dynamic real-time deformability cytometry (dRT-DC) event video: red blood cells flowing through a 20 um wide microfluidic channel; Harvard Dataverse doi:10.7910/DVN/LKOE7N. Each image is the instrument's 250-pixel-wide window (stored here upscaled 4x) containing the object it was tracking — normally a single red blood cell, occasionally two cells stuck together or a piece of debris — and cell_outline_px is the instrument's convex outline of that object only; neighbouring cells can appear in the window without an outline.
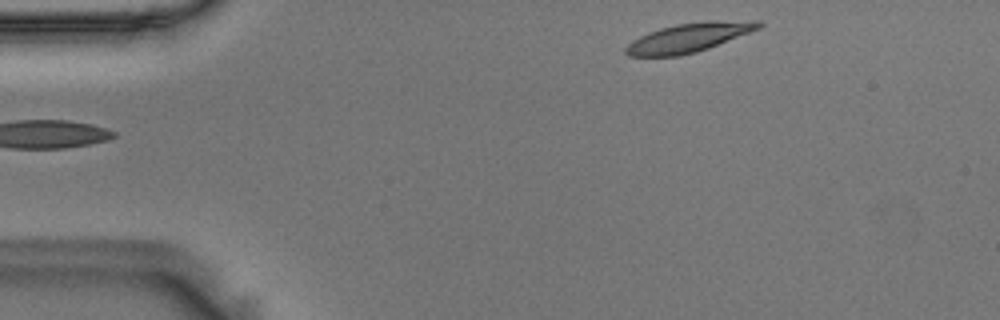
{"species": "Egyptian fruit bat (a non-hibernating species)", "species_latin": "Rousettus aegyptiacus", "temperature_condition": "room temperature", "stored_images_in_passage": 48, "camera_frame_rate_fps": 3000, "um_per_image_px": 0.085, "animal": {"sex": "male"}, "frame": {"image": 1, "passage_image": 1, "time_ms": 0.0, "image_size_px": [1000, 320], "cell_outline_px": [[764, 24], [760, 28], [708, 48], [696, 52], [680, 56], [628, 56], [624, 52], [624, 48], [632, 40], [648, 32], [660, 28], [676, 24], [708, 20], [760, 20]], "centroid_in_image_um": [58.56, 3.18], "position_along_channel_um": 26.4, "area_um2": 22.66}}
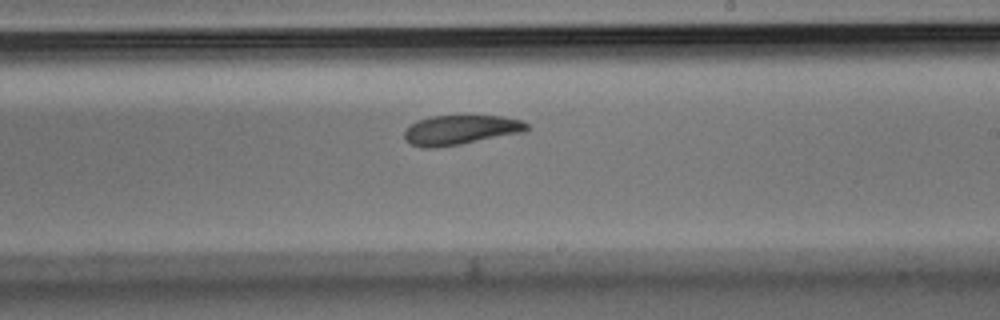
{"frame": {"image": 2, "passage_image": 25, "time_ms": 8.0, "image_size_px": [1000, 320], "cell_outline_px": [[528, 128], [524, 132], [460, 144], [436, 148], [424, 148], [412, 144], [404, 140], [404, 132], [416, 120], [432, 116], [504, 116], [524, 120], [528, 124]], "centroid_in_image_um": [39.16, 11.04], "position_along_channel_um": 249.8, "area_um2": 21.1}}
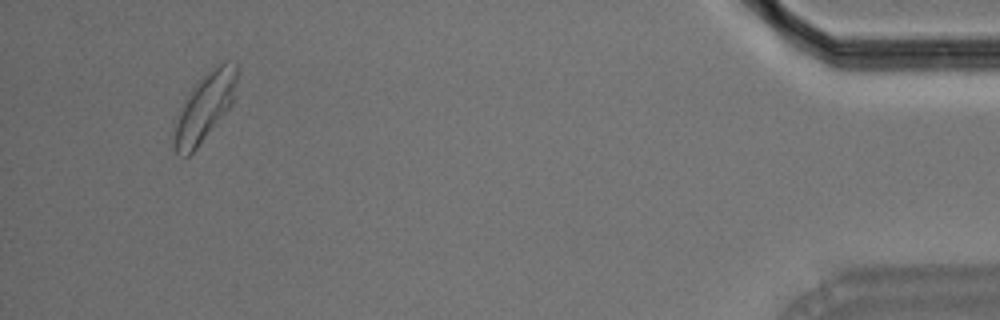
{"frame": {"image": 3, "passage_image": 45, "time_ms": 14.667, "image_size_px": [1000, 320], "cell_outline_px": [[236, 80], [232, 104], [196, 148], [188, 156], [180, 156], [172, 148], [172, 136], [176, 112], [184, 96], [196, 80], [200, 76], [224, 60], [236, 64]], "centroid_in_image_um": [17.3, 9.1], "position_along_channel_um": 417.9, "area_um2": 25.37}, "authors_computed_cell_mechanics": {"area_um2": 22.1374, "velocity_mm_per_s": 3.5908, "shape_relaxation_time_tau1_ms": 3.8722, "shape_relaxation_time_tau2_ms": 2.9089, "deformation_change_tau1": 0.1365, "deformation_change_tau2": 0.0941}}